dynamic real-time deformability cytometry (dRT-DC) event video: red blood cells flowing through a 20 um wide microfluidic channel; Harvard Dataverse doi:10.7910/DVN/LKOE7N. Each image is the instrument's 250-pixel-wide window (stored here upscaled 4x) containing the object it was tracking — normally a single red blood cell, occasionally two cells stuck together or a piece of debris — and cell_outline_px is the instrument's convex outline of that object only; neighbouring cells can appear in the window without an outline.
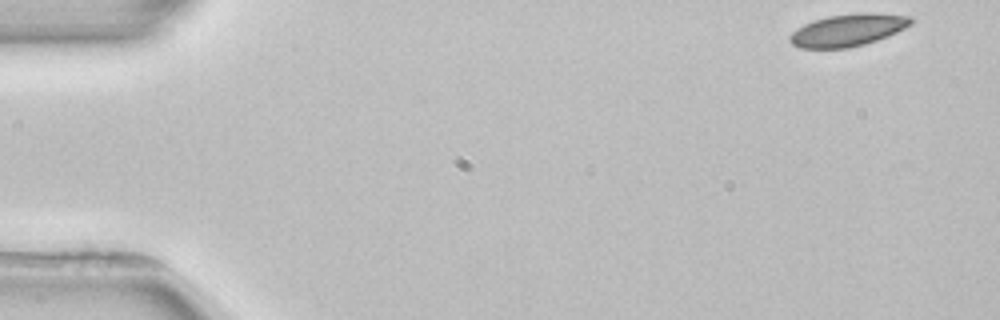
{"species": "common noctule bat (a hibernating species)", "species_latin": "Nyctalus noctula", "temperature_condition": "room temperature", "stored_images_in_passage": 4, "camera_frame_rate_fps": 3000, "um_per_image_px": 0.085, "animal": {"sex": "female", "body_mass_g": 22.7, "forearm_length_mm": 54.2}, "frame": {"image": 1, "passage_image": 1, "time_ms": 0.0, "image_size_px": [1000, 320], "cell_outline_px": [[912, 24], [888, 36], [864, 44], [848, 48], [800, 48], [792, 44], [788, 40], [788, 36], [796, 28], [804, 24], [828, 16], [864, 12], [872, 12], [912, 16]], "centroid_in_image_um": [72.07, 2.55], "position_along_channel_um": 12.9, "area_um2": 22.77}}
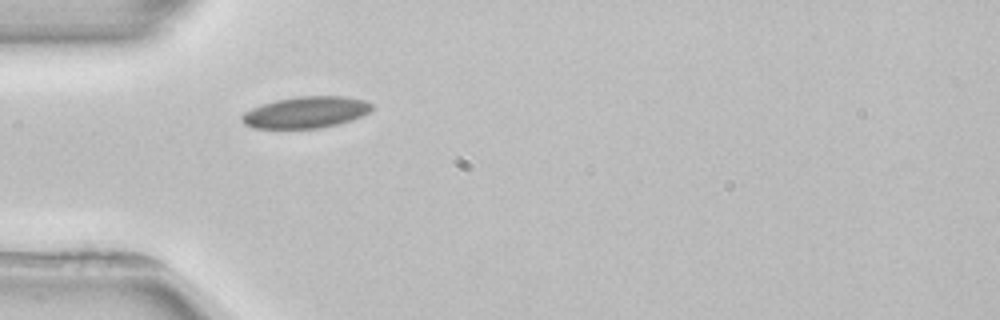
{"frame": {"image": 2, "passage_image": 4, "time_ms": 4.333, "image_size_px": [1000, 320], "cell_outline_px": [[372, 108], [368, 112], [352, 120], [320, 128], [252, 128], [244, 124], [240, 120], [240, 116], [244, 112], [252, 108], [276, 100], [296, 96], [348, 96], [364, 100], [372, 104]], "centroid_in_image_um": [25.98, 9.54], "position_along_channel_um": 59.0, "area_um2": 23.81}}